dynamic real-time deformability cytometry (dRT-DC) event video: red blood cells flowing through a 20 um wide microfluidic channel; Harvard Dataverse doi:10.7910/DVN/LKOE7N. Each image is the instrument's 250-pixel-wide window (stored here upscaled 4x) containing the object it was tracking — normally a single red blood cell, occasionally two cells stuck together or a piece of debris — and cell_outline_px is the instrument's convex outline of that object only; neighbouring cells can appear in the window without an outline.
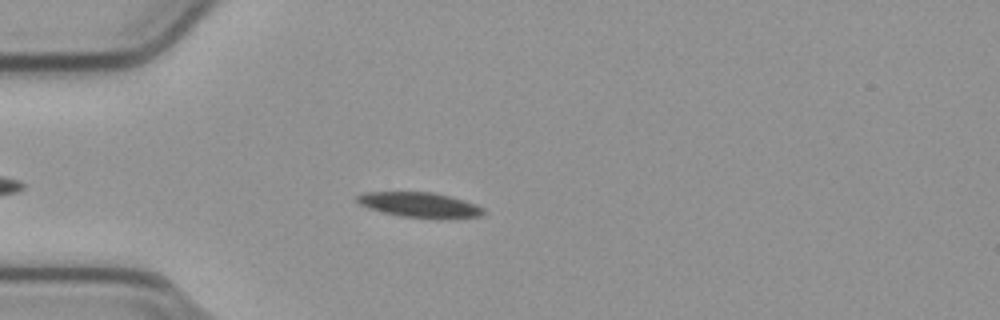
{"species": "common noctule bat (a hibernating species)", "species_latin": "Nyctalus noctula", "temperature_condition": "cold", "stored_images_in_passage": 47, "camera_frame_rate_fps": 3000, "um_per_image_px": 0.085, "animal": {"sex": "male", "body_mass_g": 23.1, "forearm_length_mm": 52.7}, "frame": {"image": 1, "passage_image": 7, "time_ms": 2.0, "image_size_px": [1000, 320], "cell_outline_px": [[484, 212], [480, 216], [456, 220], [440, 220], [400, 216], [368, 208], [360, 204], [356, 200], [356, 196], [364, 192], [432, 192], [464, 200], [476, 204], [484, 208]], "centroid_in_image_um": [35.74, 17.45], "position_along_channel_um": 49.3, "area_um2": 18.9}}
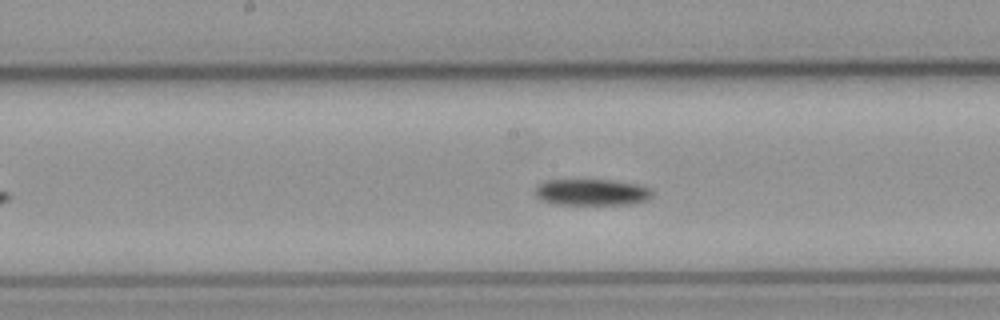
{"frame": {"image": 2, "passage_image": 20, "time_ms": 6.333, "image_size_px": [1000, 320], "cell_outline_px": [[656, 192], [648, 200], [636, 204], [552, 204], [540, 200], [536, 196], [536, 188], [540, 184], [548, 180], [612, 180], [640, 184], [652, 188]], "centroid_in_image_um": [50.4, 16.34], "position_along_channel_um": 197.8, "area_um2": 18.32}}
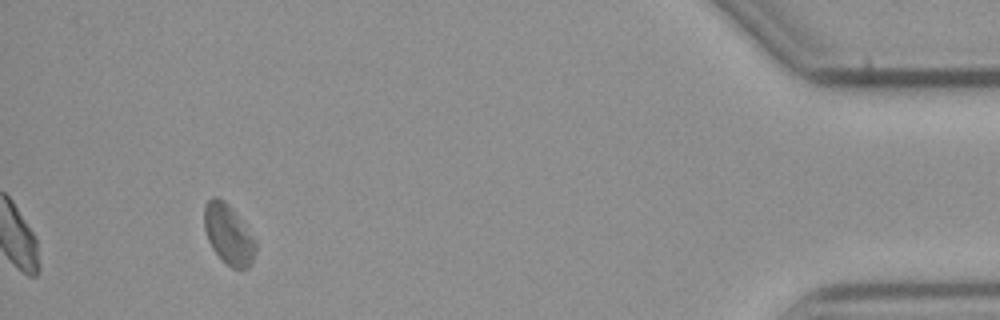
{"frame": {"image": 3, "passage_image": 43, "time_ms": 14.0, "image_size_px": [1000, 320], "cell_outline_px": [[256, 252], [248, 268], [232, 268], [212, 248], [208, 240], [204, 228], [204, 204], [212, 196], [216, 196], [224, 200], [228, 204], [256, 240]], "centroid_in_image_um": [19.41, 19.89], "position_along_channel_um": 415.8, "area_um2": 17.69}, "authors_computed_cell_mechanics": {"area_um2": 18.3804, "velocity_mm_per_s": 3.7551, "shape_relaxation_time_tau1_ms": 9.9259, "shape_relaxation_time_tau2_ms": null, "deformation_change_tau1": 0.1202, "deformation_change_tau2": null}}